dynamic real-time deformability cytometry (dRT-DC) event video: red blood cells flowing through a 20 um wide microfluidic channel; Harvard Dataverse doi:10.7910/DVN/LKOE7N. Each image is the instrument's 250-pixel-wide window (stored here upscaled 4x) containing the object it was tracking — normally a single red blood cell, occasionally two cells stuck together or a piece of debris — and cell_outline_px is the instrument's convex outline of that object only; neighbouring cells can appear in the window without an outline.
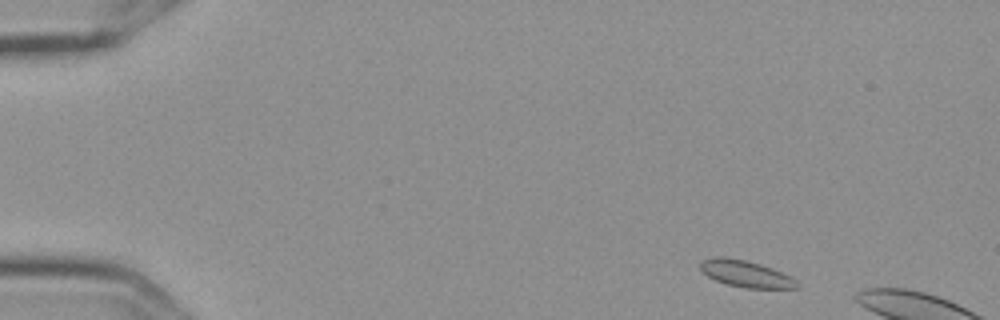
{"species": "Egyptian fruit bat (a non-hibernating species)", "species_latin": "Rousettus aegyptiacus", "temperature_condition": "cold", "stored_images_in_passage": 3, "camera_frame_rate_fps": 3000, "um_per_image_px": 0.085, "frame": {"image": 1, "passage_image": 1, "time_ms": 0.0, "image_size_px": [1000, 320], "cell_outline_px": [[800, 284], [796, 288], [744, 288], [728, 284], [716, 280], [708, 276], [700, 268], [700, 264], [704, 260], [712, 256], [724, 256], [744, 260], [760, 264], [772, 268], [796, 280]], "centroid_in_image_um": [63.38, 23.26], "position_along_channel_um": 21.6, "area_um2": 14.8}}